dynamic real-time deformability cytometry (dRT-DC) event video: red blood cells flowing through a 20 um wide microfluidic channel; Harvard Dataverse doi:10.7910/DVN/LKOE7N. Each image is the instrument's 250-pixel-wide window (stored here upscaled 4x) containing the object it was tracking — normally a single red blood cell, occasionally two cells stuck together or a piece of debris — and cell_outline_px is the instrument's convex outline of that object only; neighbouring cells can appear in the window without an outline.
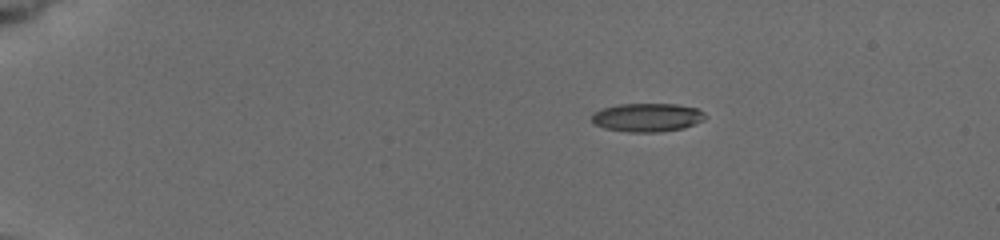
{"species": "common noctule bat (a hibernating species)", "species_latin": "Nyctalus noctula", "temperature_condition": "cold", "stored_images_in_passage": 19, "camera_frame_rate_fps": 3000, "um_per_image_px": 0.085, "animal": {"sex": "female", "body_mass_g": 19.5, "forearm_length_mm": 54.1}, "frame": {"image": 1, "passage_image": 1, "time_ms": 0.0, "image_size_px": [1000, 240], "cell_outline_px": [[704, 120], [684, 128], [660, 132], [628, 132], [604, 128], [596, 124], [592, 120], [592, 112], [604, 108], [620, 104], [676, 104], [696, 108], [704, 112]], "centroid_in_image_um": [55.01, 9.98], "position_along_channel_um": 30.0, "area_um2": 18.79}}
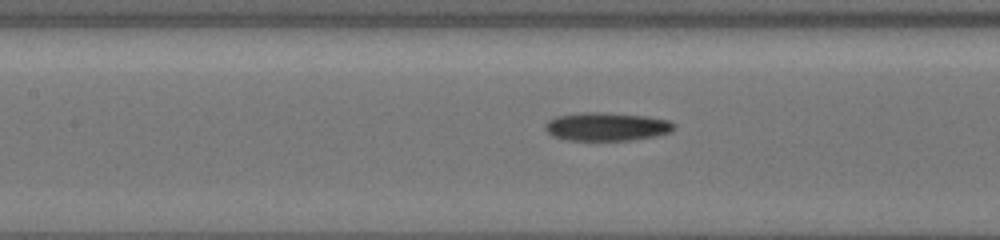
{"frame": {"image": 2, "passage_image": 14, "time_ms": 5.667, "image_size_px": [1000, 240], "cell_outline_px": [[676, 124], [672, 132], [652, 136], [628, 140], [568, 140], [552, 136], [544, 128], [544, 124], [548, 120], [556, 116], [580, 112], [600, 112], [648, 116], [668, 120]], "centroid_in_image_um": [51.54, 10.75], "position_along_channel_um": 155.9, "area_um2": 21.33}}
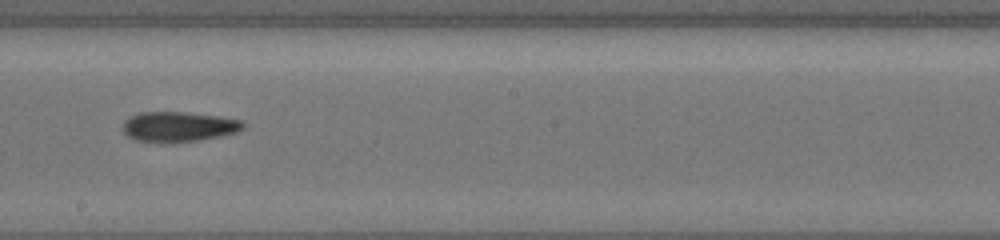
{"frame": {"image": 3, "passage_image": 19, "time_ms": 7.667, "image_size_px": [1000, 240], "cell_outline_px": [[244, 128], [236, 132], [220, 136], [196, 140], [136, 140], [128, 136], [124, 132], [124, 120], [128, 116], [140, 112], [188, 112], [220, 116], [244, 120]], "centroid_in_image_um": [15.22, 10.71], "position_along_channel_um": 233.0, "area_um2": 20.52}}